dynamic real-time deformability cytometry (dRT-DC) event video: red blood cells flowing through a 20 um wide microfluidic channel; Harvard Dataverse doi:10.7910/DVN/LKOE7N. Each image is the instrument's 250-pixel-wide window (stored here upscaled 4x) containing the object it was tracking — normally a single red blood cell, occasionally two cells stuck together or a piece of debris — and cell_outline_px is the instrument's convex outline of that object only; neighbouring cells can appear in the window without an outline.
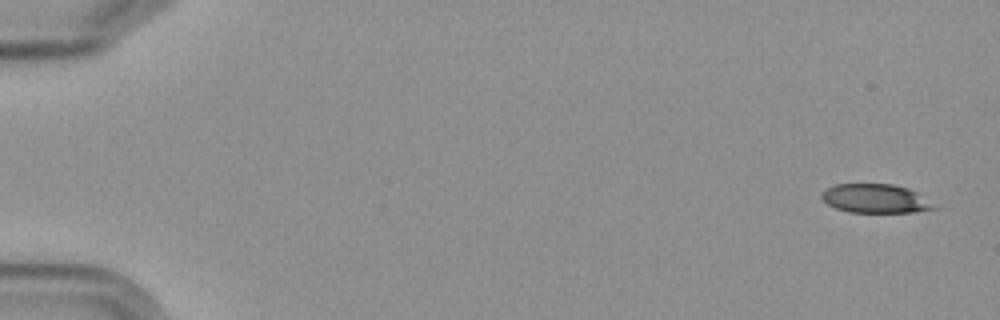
{"species": "Egyptian fruit bat (a non-hibernating species)", "species_latin": "Rousettus aegyptiacus", "temperature_condition": "cold", "stored_images_in_passage": 10, "camera_frame_rate_fps": 3000, "um_per_image_px": 0.085, "frame": {"image": 1, "passage_image": 1, "time_ms": 0.0, "image_size_px": [1000, 320], "cell_outline_px": [[936, 208], [912, 212], [848, 212], [836, 208], [828, 204], [820, 196], [828, 188], [836, 184], [892, 184], [908, 188], [920, 192]], "centroid_in_image_um": [74.42, 16.87], "position_along_channel_um": 10.6, "area_um2": 18.73}}
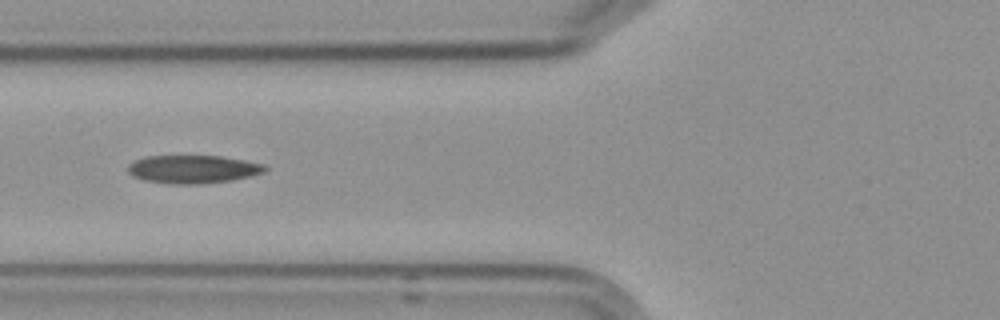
{"frame": {"image": 2, "passage_image": 7, "time_ms": 7.0, "image_size_px": [1000, 320], "cell_outline_px": [[268, 168], [264, 172], [232, 180], [196, 184], [172, 184], [144, 180], [132, 176], [128, 172], [128, 164], [132, 160], [144, 156], [220, 156], [244, 160], [264, 164]], "centroid_in_image_um": [16.35, 14.37], "position_along_channel_um": 109.4, "area_um2": 22.48}}
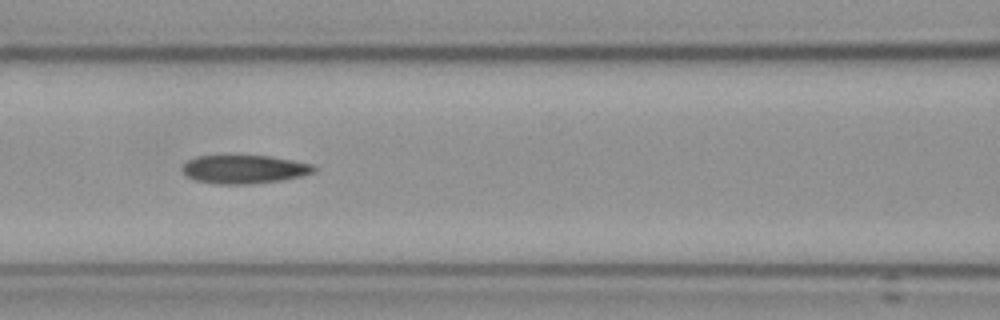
{"frame": {"image": 3, "passage_image": 8, "time_ms": 8.0, "image_size_px": [1000, 320], "cell_outline_px": [[316, 168], [312, 172], [300, 176], [280, 180], [252, 184], [216, 184], [196, 180], [188, 176], [180, 168], [188, 160], [196, 156], [272, 156], [312, 164]], "centroid_in_image_um": [20.74, 14.39], "position_along_channel_um": 145.9, "area_um2": 21.62}}